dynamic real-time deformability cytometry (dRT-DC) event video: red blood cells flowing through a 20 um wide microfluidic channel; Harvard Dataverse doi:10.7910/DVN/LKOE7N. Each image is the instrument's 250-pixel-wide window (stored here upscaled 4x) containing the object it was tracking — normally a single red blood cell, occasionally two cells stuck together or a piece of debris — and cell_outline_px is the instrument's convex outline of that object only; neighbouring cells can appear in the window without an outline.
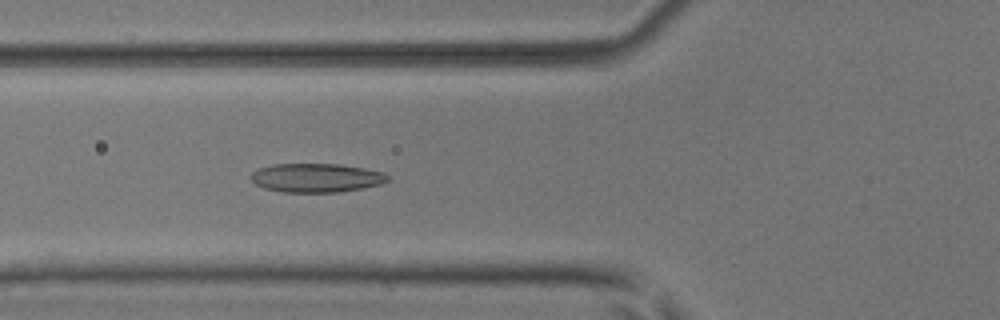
{"species": "common noctule bat (a hibernating species)", "species_latin": "Nyctalus noctula", "temperature_condition": "room temperature", "stored_images_in_passage": 50, "camera_frame_rate_fps": 3000, "um_per_image_px": 0.085, "animal": {"sex": "male", "body_mass_g": 17.9, "forearm_length_mm": 54.2}, "frame": {"image": 1, "passage_image": 18, "time_ms": 5.667, "image_size_px": [1000, 320], "cell_outline_px": [[392, 176], [388, 180], [380, 184], [340, 192], [284, 192], [264, 188], [256, 184], [248, 176], [252, 172], [260, 168], [272, 164], [340, 164], [364, 168], [384, 172]], "centroid_in_image_um": [26.89, 15.11], "position_along_channel_um": 98.9, "area_um2": 23.06}}
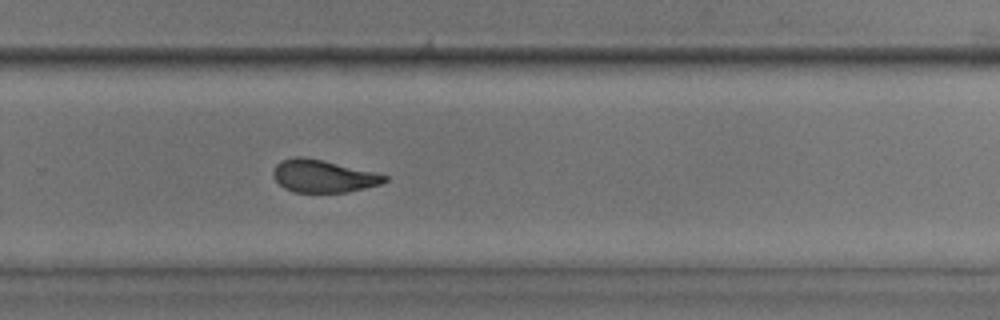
{"frame": {"image": 2, "passage_image": 33, "time_ms": 10.667, "image_size_px": [1000, 320], "cell_outline_px": [[388, 180], [380, 184], [348, 192], [296, 192], [284, 188], [276, 180], [272, 172], [276, 164], [280, 160], [296, 156], [300, 156], [320, 160], [372, 172], [388, 176]], "centroid_in_image_um": [27.43, 14.98], "position_along_channel_um": 302.4, "area_um2": 20.69}}
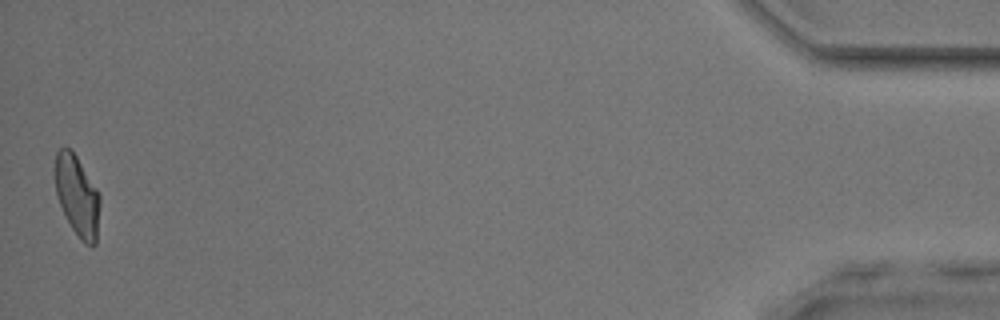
{"frame": {"image": 3, "passage_image": 49, "time_ms": 16.0, "image_size_px": [1000, 320], "cell_outline_px": [[100, 204], [96, 244], [92, 248], [84, 244], [80, 240], [72, 228], [60, 204], [56, 192], [52, 176], [52, 172], [56, 152], [60, 148], [68, 148], [76, 156], [96, 188], [100, 196]], "centroid_in_image_um": [6.53, 16.65], "position_along_channel_um": 428.7, "area_um2": 21.33}}